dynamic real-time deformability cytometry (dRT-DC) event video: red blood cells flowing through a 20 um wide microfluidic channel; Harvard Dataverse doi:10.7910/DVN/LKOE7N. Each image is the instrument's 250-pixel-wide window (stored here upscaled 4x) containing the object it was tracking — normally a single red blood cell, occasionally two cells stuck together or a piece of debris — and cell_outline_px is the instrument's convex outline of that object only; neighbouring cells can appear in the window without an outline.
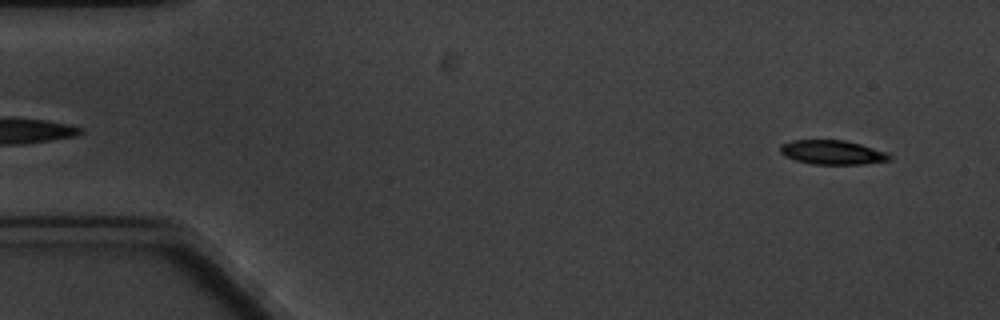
{"species": "common noctule bat (a hibernating species)", "species_latin": "Nyctalus noctula", "temperature_condition": "cold", "stored_images_in_passage": 6, "camera_frame_rate_fps": 3000, "um_per_image_px": 0.085, "animal": {"sex": "male", "body_mass_g": 20.1, "forearm_length_mm": 53.5}, "frame": {"image": 1, "passage_image": 1, "time_ms": 0.0, "image_size_px": [1000, 320], "cell_outline_px": [[892, 160], [864, 164], [812, 164], [796, 160], [784, 156], [780, 152], [780, 144], [792, 140], [844, 140], [860, 144], [888, 152], [892, 156]], "centroid_in_image_um": [70.77, 12.95], "position_along_channel_um": 14.2, "area_um2": 15.55}}